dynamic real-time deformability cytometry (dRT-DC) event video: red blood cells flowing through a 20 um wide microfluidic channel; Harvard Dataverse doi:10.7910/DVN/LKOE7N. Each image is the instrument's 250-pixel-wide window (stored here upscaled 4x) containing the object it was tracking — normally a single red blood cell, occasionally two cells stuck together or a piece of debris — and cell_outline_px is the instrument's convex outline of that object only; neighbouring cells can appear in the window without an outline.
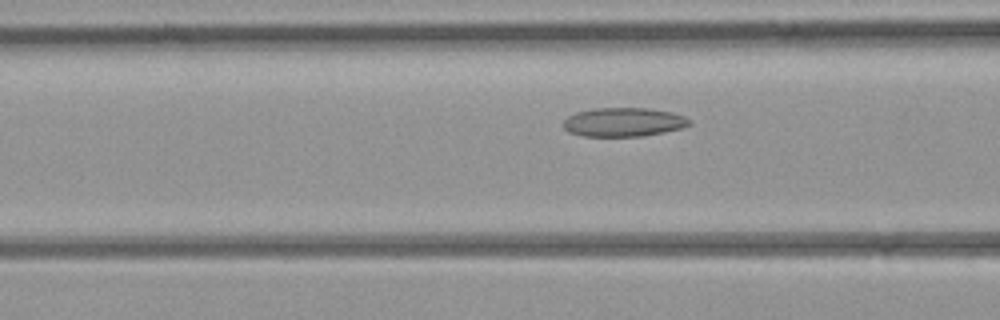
{"species": "common noctule bat (a hibernating species)", "species_latin": "Nyctalus noctula", "temperature_condition": "room temperature", "stored_images_in_passage": 6, "camera_frame_rate_fps": 3000, "um_per_image_px": 0.085, "animal": {"sex": "female", "body_mass_g": 21.9}, "frame": {"image": 1, "passage_image": 6, "time_ms": 5.667, "image_size_px": [1000, 320], "cell_outline_px": [[692, 124], [684, 128], [644, 136], [580, 136], [568, 132], [564, 128], [564, 120], [568, 116], [576, 112], [592, 108], [648, 108], [672, 112], [684, 116], [692, 120]], "centroid_in_image_um": [53.03, 10.38], "position_along_channel_um": 113.6, "area_um2": 21.5}}